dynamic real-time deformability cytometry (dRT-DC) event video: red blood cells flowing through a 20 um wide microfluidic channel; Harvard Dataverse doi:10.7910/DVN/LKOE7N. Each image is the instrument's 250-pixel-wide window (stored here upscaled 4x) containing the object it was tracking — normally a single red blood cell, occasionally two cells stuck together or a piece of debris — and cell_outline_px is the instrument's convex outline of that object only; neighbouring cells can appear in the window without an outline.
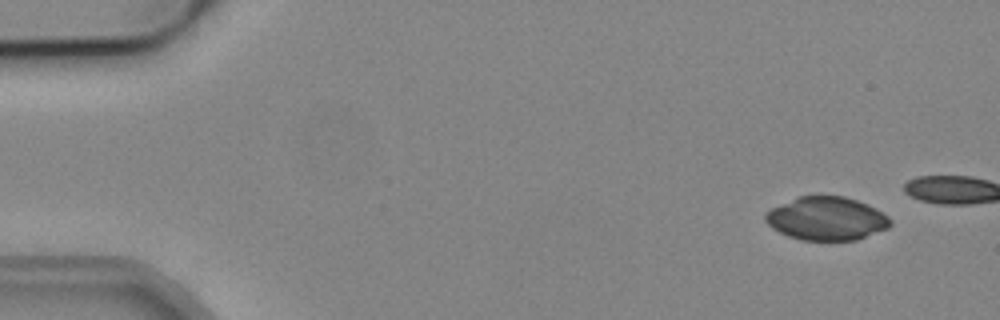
{"species": "common noctule bat (a hibernating species)", "species_latin": "Nyctalus noctula", "temperature_condition": "cold", "stored_images_in_passage": 13, "camera_frame_rate_fps": 3000, "um_per_image_px": 0.085, "animal": {"sex": "male", "body_mass_g": 19.2, "forearm_length_mm": 51.8}, "frame": {"image": 1, "passage_image": 4, "time_ms": 1.0, "image_size_px": [1000, 320], "cell_outline_px": [[892, 224], [888, 228], [856, 240], [800, 240], [788, 236], [772, 228], [764, 220], [764, 212], [796, 196], [844, 196], [868, 204], [876, 208], [888, 216], [892, 220]], "centroid_in_image_um": [70.25, 18.57], "position_along_channel_um": 14.8, "area_um2": 31.73}}